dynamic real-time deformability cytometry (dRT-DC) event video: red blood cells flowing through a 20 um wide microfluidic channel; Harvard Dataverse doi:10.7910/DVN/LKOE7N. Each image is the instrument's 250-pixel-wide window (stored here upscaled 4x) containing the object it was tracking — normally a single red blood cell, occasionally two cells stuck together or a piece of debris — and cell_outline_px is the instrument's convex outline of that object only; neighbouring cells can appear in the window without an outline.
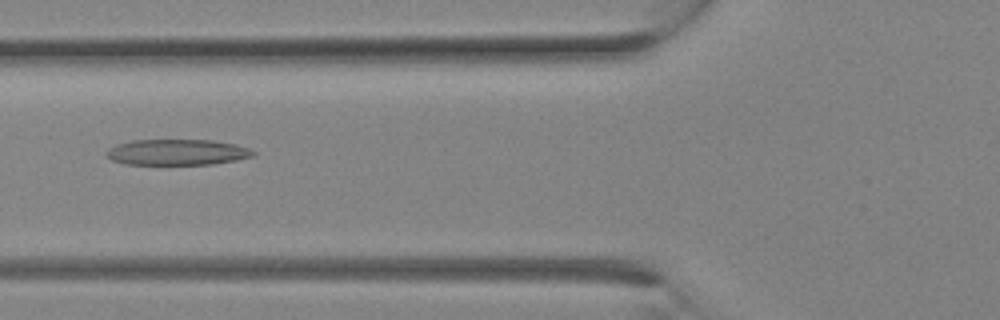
{"species": "Egyptian fruit bat (a non-hibernating species)", "species_latin": "Rousettus aegyptiacus", "temperature_condition": "room temperature", "stored_images_in_passage": 6, "camera_frame_rate_fps": 3000, "um_per_image_px": 0.085, "animal": {"sex": "female"}, "frame": {"image": 1, "passage_image": 3, "time_ms": 0.667, "image_size_px": [1000, 320], "cell_outline_px": [[256, 156], [236, 160], [212, 164], [128, 164], [112, 160], [104, 152], [108, 148], [116, 144], [132, 140], [212, 140], [236, 144], [248, 148], [256, 152]], "centroid_in_image_um": [15.07, 12.93], "position_along_channel_um": 110.7, "area_um2": 22.14}}
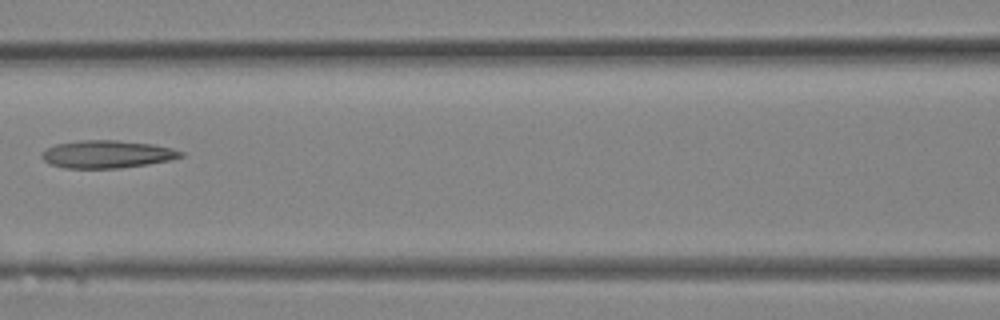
{"frame": {"image": 2, "passage_image": 5, "time_ms": 1.333, "image_size_px": [1000, 320], "cell_outline_px": [[184, 156], [172, 160], [148, 164], [120, 168], [64, 168], [48, 164], [40, 156], [40, 152], [56, 144], [80, 140], [116, 140], [152, 144], [172, 148], [184, 152]], "centroid_in_image_um": [9.09, 13.11], "position_along_channel_um": 157.5, "area_um2": 22.6}}